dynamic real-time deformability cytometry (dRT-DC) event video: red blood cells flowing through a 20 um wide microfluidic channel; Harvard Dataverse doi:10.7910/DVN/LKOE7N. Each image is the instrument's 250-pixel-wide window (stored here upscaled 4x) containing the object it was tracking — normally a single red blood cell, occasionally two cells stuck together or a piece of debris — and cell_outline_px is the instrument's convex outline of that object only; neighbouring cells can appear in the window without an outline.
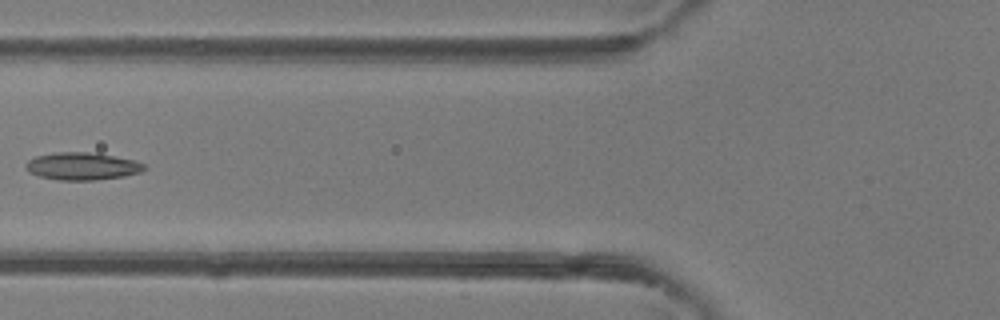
{"species": "common noctule bat (a hibernating species)", "species_latin": "Nyctalus noctula", "temperature_condition": "room temperature", "stored_images_in_passage": 5, "camera_frame_rate_fps": 3000, "um_per_image_px": 0.085, "animal": {"sex": "female"}, "frame": {"image": 1, "passage_image": 5, "time_ms": 5.333, "image_size_px": [1000, 320], "cell_outline_px": [[148, 168], [140, 172], [124, 176], [96, 180], [60, 180], [40, 176], [28, 172], [24, 164], [28, 160], [36, 156], [56, 152], [96, 152], [136, 160], [144, 164]], "centroid_in_image_um": [7.01, 14.12], "position_along_channel_um": 118.8, "area_um2": 19.19}}